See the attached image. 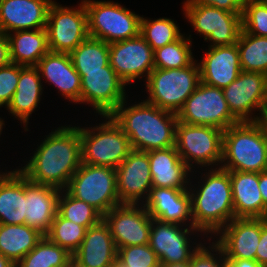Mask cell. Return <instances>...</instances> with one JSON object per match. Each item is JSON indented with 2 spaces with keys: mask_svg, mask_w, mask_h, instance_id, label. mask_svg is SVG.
Listing matches in <instances>:
<instances>
[{
  "mask_svg": "<svg viewBox=\"0 0 267 267\" xmlns=\"http://www.w3.org/2000/svg\"><path fill=\"white\" fill-rule=\"evenodd\" d=\"M70 123H61L42 136L37 148L17 167L31 182L61 190L69 185L82 164L80 125Z\"/></svg>",
  "mask_w": 267,
  "mask_h": 267,
  "instance_id": "cell-1",
  "label": "cell"
},
{
  "mask_svg": "<svg viewBox=\"0 0 267 267\" xmlns=\"http://www.w3.org/2000/svg\"><path fill=\"white\" fill-rule=\"evenodd\" d=\"M188 190L193 226L207 238L235 218L229 171L221 167L192 171Z\"/></svg>",
  "mask_w": 267,
  "mask_h": 267,
  "instance_id": "cell-2",
  "label": "cell"
},
{
  "mask_svg": "<svg viewBox=\"0 0 267 267\" xmlns=\"http://www.w3.org/2000/svg\"><path fill=\"white\" fill-rule=\"evenodd\" d=\"M128 99L110 116L129 138L131 148L149 152L174 147L177 114L162 110L144 99L134 104L128 103Z\"/></svg>",
  "mask_w": 267,
  "mask_h": 267,
  "instance_id": "cell-3",
  "label": "cell"
},
{
  "mask_svg": "<svg viewBox=\"0 0 267 267\" xmlns=\"http://www.w3.org/2000/svg\"><path fill=\"white\" fill-rule=\"evenodd\" d=\"M227 171H267V137L256 122H239L223 133L222 161Z\"/></svg>",
  "mask_w": 267,
  "mask_h": 267,
  "instance_id": "cell-4",
  "label": "cell"
},
{
  "mask_svg": "<svg viewBox=\"0 0 267 267\" xmlns=\"http://www.w3.org/2000/svg\"><path fill=\"white\" fill-rule=\"evenodd\" d=\"M100 123L80 125L82 163L116 169L132 150L129 138L110 115Z\"/></svg>",
  "mask_w": 267,
  "mask_h": 267,
  "instance_id": "cell-5",
  "label": "cell"
},
{
  "mask_svg": "<svg viewBox=\"0 0 267 267\" xmlns=\"http://www.w3.org/2000/svg\"><path fill=\"white\" fill-rule=\"evenodd\" d=\"M201 82L196 59L187 67L155 68L144 83L145 101L177 114Z\"/></svg>",
  "mask_w": 267,
  "mask_h": 267,
  "instance_id": "cell-6",
  "label": "cell"
},
{
  "mask_svg": "<svg viewBox=\"0 0 267 267\" xmlns=\"http://www.w3.org/2000/svg\"><path fill=\"white\" fill-rule=\"evenodd\" d=\"M88 34L108 44L140 34L142 16L113 0H83Z\"/></svg>",
  "mask_w": 267,
  "mask_h": 267,
  "instance_id": "cell-7",
  "label": "cell"
},
{
  "mask_svg": "<svg viewBox=\"0 0 267 267\" xmlns=\"http://www.w3.org/2000/svg\"><path fill=\"white\" fill-rule=\"evenodd\" d=\"M183 16L208 46L237 43L242 30V12H228L214 6L199 4L196 0L182 2Z\"/></svg>",
  "mask_w": 267,
  "mask_h": 267,
  "instance_id": "cell-8",
  "label": "cell"
},
{
  "mask_svg": "<svg viewBox=\"0 0 267 267\" xmlns=\"http://www.w3.org/2000/svg\"><path fill=\"white\" fill-rule=\"evenodd\" d=\"M223 133L215 127L178 121L175 148L192 171L218 168L222 161Z\"/></svg>",
  "mask_w": 267,
  "mask_h": 267,
  "instance_id": "cell-9",
  "label": "cell"
},
{
  "mask_svg": "<svg viewBox=\"0 0 267 267\" xmlns=\"http://www.w3.org/2000/svg\"><path fill=\"white\" fill-rule=\"evenodd\" d=\"M66 190L75 198L95 208L102 216L120 205L116 171L107 166L82 163Z\"/></svg>",
  "mask_w": 267,
  "mask_h": 267,
  "instance_id": "cell-10",
  "label": "cell"
},
{
  "mask_svg": "<svg viewBox=\"0 0 267 267\" xmlns=\"http://www.w3.org/2000/svg\"><path fill=\"white\" fill-rule=\"evenodd\" d=\"M80 1L76 6L51 3L45 28L50 52L70 54L89 36L87 12Z\"/></svg>",
  "mask_w": 267,
  "mask_h": 267,
  "instance_id": "cell-11",
  "label": "cell"
},
{
  "mask_svg": "<svg viewBox=\"0 0 267 267\" xmlns=\"http://www.w3.org/2000/svg\"><path fill=\"white\" fill-rule=\"evenodd\" d=\"M206 239L207 237L194 226L152 218L149 246L156 253L159 263L189 262L193 253Z\"/></svg>",
  "mask_w": 267,
  "mask_h": 267,
  "instance_id": "cell-12",
  "label": "cell"
},
{
  "mask_svg": "<svg viewBox=\"0 0 267 267\" xmlns=\"http://www.w3.org/2000/svg\"><path fill=\"white\" fill-rule=\"evenodd\" d=\"M179 122L211 126L225 131L239 123L231 114L222 89L200 82L177 113Z\"/></svg>",
  "mask_w": 267,
  "mask_h": 267,
  "instance_id": "cell-13",
  "label": "cell"
},
{
  "mask_svg": "<svg viewBox=\"0 0 267 267\" xmlns=\"http://www.w3.org/2000/svg\"><path fill=\"white\" fill-rule=\"evenodd\" d=\"M77 73L81 77L80 105L91 106L97 118L110 115L129 96L127 85L110 64L103 70Z\"/></svg>",
  "mask_w": 267,
  "mask_h": 267,
  "instance_id": "cell-14",
  "label": "cell"
},
{
  "mask_svg": "<svg viewBox=\"0 0 267 267\" xmlns=\"http://www.w3.org/2000/svg\"><path fill=\"white\" fill-rule=\"evenodd\" d=\"M222 91L231 114L239 122H256L267 106V76L262 73L241 71Z\"/></svg>",
  "mask_w": 267,
  "mask_h": 267,
  "instance_id": "cell-15",
  "label": "cell"
},
{
  "mask_svg": "<svg viewBox=\"0 0 267 267\" xmlns=\"http://www.w3.org/2000/svg\"><path fill=\"white\" fill-rule=\"evenodd\" d=\"M153 54V49L140 34L109 44V64L130 88L136 81L145 82L155 69Z\"/></svg>",
  "mask_w": 267,
  "mask_h": 267,
  "instance_id": "cell-16",
  "label": "cell"
},
{
  "mask_svg": "<svg viewBox=\"0 0 267 267\" xmlns=\"http://www.w3.org/2000/svg\"><path fill=\"white\" fill-rule=\"evenodd\" d=\"M116 248L149 244L152 217L142 204H120L103 216Z\"/></svg>",
  "mask_w": 267,
  "mask_h": 267,
  "instance_id": "cell-17",
  "label": "cell"
},
{
  "mask_svg": "<svg viewBox=\"0 0 267 267\" xmlns=\"http://www.w3.org/2000/svg\"><path fill=\"white\" fill-rule=\"evenodd\" d=\"M115 171L120 204H143L152 188L147 152L132 149Z\"/></svg>",
  "mask_w": 267,
  "mask_h": 267,
  "instance_id": "cell-18",
  "label": "cell"
},
{
  "mask_svg": "<svg viewBox=\"0 0 267 267\" xmlns=\"http://www.w3.org/2000/svg\"><path fill=\"white\" fill-rule=\"evenodd\" d=\"M261 236V218H234L212 239L222 248L226 260L256 259Z\"/></svg>",
  "mask_w": 267,
  "mask_h": 267,
  "instance_id": "cell-19",
  "label": "cell"
},
{
  "mask_svg": "<svg viewBox=\"0 0 267 267\" xmlns=\"http://www.w3.org/2000/svg\"><path fill=\"white\" fill-rule=\"evenodd\" d=\"M203 57L196 59L201 82L206 85L226 88L241 73L240 55L237 44L207 47Z\"/></svg>",
  "mask_w": 267,
  "mask_h": 267,
  "instance_id": "cell-20",
  "label": "cell"
},
{
  "mask_svg": "<svg viewBox=\"0 0 267 267\" xmlns=\"http://www.w3.org/2000/svg\"><path fill=\"white\" fill-rule=\"evenodd\" d=\"M35 67L43 84L47 82L48 86L56 87L58 94L67 102L80 104L81 77L73 66L70 54L49 51Z\"/></svg>",
  "mask_w": 267,
  "mask_h": 267,
  "instance_id": "cell-21",
  "label": "cell"
},
{
  "mask_svg": "<svg viewBox=\"0 0 267 267\" xmlns=\"http://www.w3.org/2000/svg\"><path fill=\"white\" fill-rule=\"evenodd\" d=\"M142 205L153 219L183 226H193L189 190L152 187Z\"/></svg>",
  "mask_w": 267,
  "mask_h": 267,
  "instance_id": "cell-22",
  "label": "cell"
},
{
  "mask_svg": "<svg viewBox=\"0 0 267 267\" xmlns=\"http://www.w3.org/2000/svg\"><path fill=\"white\" fill-rule=\"evenodd\" d=\"M54 0H0V32L46 28L48 9Z\"/></svg>",
  "mask_w": 267,
  "mask_h": 267,
  "instance_id": "cell-23",
  "label": "cell"
},
{
  "mask_svg": "<svg viewBox=\"0 0 267 267\" xmlns=\"http://www.w3.org/2000/svg\"><path fill=\"white\" fill-rule=\"evenodd\" d=\"M40 73L35 66H25L20 71V76L17 84V89L13 94L11 102L6 107V110L14 117V120H18L23 128L24 132L30 131L28 128L30 118L40 106L41 98L44 91V87Z\"/></svg>",
  "mask_w": 267,
  "mask_h": 267,
  "instance_id": "cell-24",
  "label": "cell"
},
{
  "mask_svg": "<svg viewBox=\"0 0 267 267\" xmlns=\"http://www.w3.org/2000/svg\"><path fill=\"white\" fill-rule=\"evenodd\" d=\"M60 192L57 187L35 184L25 176V224L45 236L56 216Z\"/></svg>",
  "mask_w": 267,
  "mask_h": 267,
  "instance_id": "cell-25",
  "label": "cell"
},
{
  "mask_svg": "<svg viewBox=\"0 0 267 267\" xmlns=\"http://www.w3.org/2000/svg\"><path fill=\"white\" fill-rule=\"evenodd\" d=\"M153 188L188 190L192 170L181 159L175 146L147 152Z\"/></svg>",
  "mask_w": 267,
  "mask_h": 267,
  "instance_id": "cell-26",
  "label": "cell"
},
{
  "mask_svg": "<svg viewBox=\"0 0 267 267\" xmlns=\"http://www.w3.org/2000/svg\"><path fill=\"white\" fill-rule=\"evenodd\" d=\"M72 258L83 267H111L117 261V248L103 219L86 230Z\"/></svg>",
  "mask_w": 267,
  "mask_h": 267,
  "instance_id": "cell-27",
  "label": "cell"
},
{
  "mask_svg": "<svg viewBox=\"0 0 267 267\" xmlns=\"http://www.w3.org/2000/svg\"><path fill=\"white\" fill-rule=\"evenodd\" d=\"M0 169V224H25V175L16 167Z\"/></svg>",
  "mask_w": 267,
  "mask_h": 267,
  "instance_id": "cell-28",
  "label": "cell"
},
{
  "mask_svg": "<svg viewBox=\"0 0 267 267\" xmlns=\"http://www.w3.org/2000/svg\"><path fill=\"white\" fill-rule=\"evenodd\" d=\"M235 218H264L259 173L229 171Z\"/></svg>",
  "mask_w": 267,
  "mask_h": 267,
  "instance_id": "cell-29",
  "label": "cell"
},
{
  "mask_svg": "<svg viewBox=\"0 0 267 267\" xmlns=\"http://www.w3.org/2000/svg\"><path fill=\"white\" fill-rule=\"evenodd\" d=\"M6 36L12 63L22 66H36L40 59L49 52L45 28L13 31Z\"/></svg>",
  "mask_w": 267,
  "mask_h": 267,
  "instance_id": "cell-30",
  "label": "cell"
},
{
  "mask_svg": "<svg viewBox=\"0 0 267 267\" xmlns=\"http://www.w3.org/2000/svg\"><path fill=\"white\" fill-rule=\"evenodd\" d=\"M43 236L26 224H0V253L17 264Z\"/></svg>",
  "mask_w": 267,
  "mask_h": 267,
  "instance_id": "cell-31",
  "label": "cell"
},
{
  "mask_svg": "<svg viewBox=\"0 0 267 267\" xmlns=\"http://www.w3.org/2000/svg\"><path fill=\"white\" fill-rule=\"evenodd\" d=\"M236 44L241 70L267 76V37L249 34L242 29Z\"/></svg>",
  "mask_w": 267,
  "mask_h": 267,
  "instance_id": "cell-32",
  "label": "cell"
},
{
  "mask_svg": "<svg viewBox=\"0 0 267 267\" xmlns=\"http://www.w3.org/2000/svg\"><path fill=\"white\" fill-rule=\"evenodd\" d=\"M76 71L103 70L109 64V44L88 36L71 53Z\"/></svg>",
  "mask_w": 267,
  "mask_h": 267,
  "instance_id": "cell-33",
  "label": "cell"
},
{
  "mask_svg": "<svg viewBox=\"0 0 267 267\" xmlns=\"http://www.w3.org/2000/svg\"><path fill=\"white\" fill-rule=\"evenodd\" d=\"M192 35L184 33L178 40L154 50V68L172 69L189 66L196 59L192 52Z\"/></svg>",
  "mask_w": 267,
  "mask_h": 267,
  "instance_id": "cell-34",
  "label": "cell"
},
{
  "mask_svg": "<svg viewBox=\"0 0 267 267\" xmlns=\"http://www.w3.org/2000/svg\"><path fill=\"white\" fill-rule=\"evenodd\" d=\"M71 259L72 254L66 249L43 236L15 267H67Z\"/></svg>",
  "mask_w": 267,
  "mask_h": 267,
  "instance_id": "cell-35",
  "label": "cell"
},
{
  "mask_svg": "<svg viewBox=\"0 0 267 267\" xmlns=\"http://www.w3.org/2000/svg\"><path fill=\"white\" fill-rule=\"evenodd\" d=\"M171 17L149 18L142 15L140 35L154 50L178 40L183 34Z\"/></svg>",
  "mask_w": 267,
  "mask_h": 267,
  "instance_id": "cell-36",
  "label": "cell"
},
{
  "mask_svg": "<svg viewBox=\"0 0 267 267\" xmlns=\"http://www.w3.org/2000/svg\"><path fill=\"white\" fill-rule=\"evenodd\" d=\"M57 212L65 219L73 221L86 229L97 225L103 216L91 205L73 197L66 189L58 197Z\"/></svg>",
  "mask_w": 267,
  "mask_h": 267,
  "instance_id": "cell-37",
  "label": "cell"
},
{
  "mask_svg": "<svg viewBox=\"0 0 267 267\" xmlns=\"http://www.w3.org/2000/svg\"><path fill=\"white\" fill-rule=\"evenodd\" d=\"M86 230L84 226L63 218L57 212L50 230L45 236L73 255L82 243Z\"/></svg>",
  "mask_w": 267,
  "mask_h": 267,
  "instance_id": "cell-38",
  "label": "cell"
},
{
  "mask_svg": "<svg viewBox=\"0 0 267 267\" xmlns=\"http://www.w3.org/2000/svg\"><path fill=\"white\" fill-rule=\"evenodd\" d=\"M242 29L260 37H267V1L248 0L242 12Z\"/></svg>",
  "mask_w": 267,
  "mask_h": 267,
  "instance_id": "cell-39",
  "label": "cell"
},
{
  "mask_svg": "<svg viewBox=\"0 0 267 267\" xmlns=\"http://www.w3.org/2000/svg\"><path fill=\"white\" fill-rule=\"evenodd\" d=\"M117 262L124 267H158L159 259L149 244L117 249Z\"/></svg>",
  "mask_w": 267,
  "mask_h": 267,
  "instance_id": "cell-40",
  "label": "cell"
},
{
  "mask_svg": "<svg viewBox=\"0 0 267 267\" xmlns=\"http://www.w3.org/2000/svg\"><path fill=\"white\" fill-rule=\"evenodd\" d=\"M225 263L226 258L222 248L212 238H207L193 253L189 266L225 267Z\"/></svg>",
  "mask_w": 267,
  "mask_h": 267,
  "instance_id": "cell-41",
  "label": "cell"
},
{
  "mask_svg": "<svg viewBox=\"0 0 267 267\" xmlns=\"http://www.w3.org/2000/svg\"><path fill=\"white\" fill-rule=\"evenodd\" d=\"M25 66L10 63L0 68V108H6L17 89L20 71Z\"/></svg>",
  "mask_w": 267,
  "mask_h": 267,
  "instance_id": "cell-42",
  "label": "cell"
},
{
  "mask_svg": "<svg viewBox=\"0 0 267 267\" xmlns=\"http://www.w3.org/2000/svg\"><path fill=\"white\" fill-rule=\"evenodd\" d=\"M199 4L214 6L228 12H243L248 0H196Z\"/></svg>",
  "mask_w": 267,
  "mask_h": 267,
  "instance_id": "cell-43",
  "label": "cell"
},
{
  "mask_svg": "<svg viewBox=\"0 0 267 267\" xmlns=\"http://www.w3.org/2000/svg\"><path fill=\"white\" fill-rule=\"evenodd\" d=\"M261 267H267V222L261 218V236L256 249V259Z\"/></svg>",
  "mask_w": 267,
  "mask_h": 267,
  "instance_id": "cell-44",
  "label": "cell"
},
{
  "mask_svg": "<svg viewBox=\"0 0 267 267\" xmlns=\"http://www.w3.org/2000/svg\"><path fill=\"white\" fill-rule=\"evenodd\" d=\"M11 63L9 42L6 34L0 32V68Z\"/></svg>",
  "mask_w": 267,
  "mask_h": 267,
  "instance_id": "cell-45",
  "label": "cell"
},
{
  "mask_svg": "<svg viewBox=\"0 0 267 267\" xmlns=\"http://www.w3.org/2000/svg\"><path fill=\"white\" fill-rule=\"evenodd\" d=\"M259 190L264 202V218L267 214V171L259 173Z\"/></svg>",
  "mask_w": 267,
  "mask_h": 267,
  "instance_id": "cell-46",
  "label": "cell"
},
{
  "mask_svg": "<svg viewBox=\"0 0 267 267\" xmlns=\"http://www.w3.org/2000/svg\"><path fill=\"white\" fill-rule=\"evenodd\" d=\"M225 267H261L256 260L234 259L226 260Z\"/></svg>",
  "mask_w": 267,
  "mask_h": 267,
  "instance_id": "cell-47",
  "label": "cell"
},
{
  "mask_svg": "<svg viewBox=\"0 0 267 267\" xmlns=\"http://www.w3.org/2000/svg\"><path fill=\"white\" fill-rule=\"evenodd\" d=\"M257 122L261 125L265 136L267 137V106L262 110Z\"/></svg>",
  "mask_w": 267,
  "mask_h": 267,
  "instance_id": "cell-48",
  "label": "cell"
},
{
  "mask_svg": "<svg viewBox=\"0 0 267 267\" xmlns=\"http://www.w3.org/2000/svg\"><path fill=\"white\" fill-rule=\"evenodd\" d=\"M15 265L9 258L0 253V267H15Z\"/></svg>",
  "mask_w": 267,
  "mask_h": 267,
  "instance_id": "cell-49",
  "label": "cell"
},
{
  "mask_svg": "<svg viewBox=\"0 0 267 267\" xmlns=\"http://www.w3.org/2000/svg\"><path fill=\"white\" fill-rule=\"evenodd\" d=\"M158 267H190L189 262L181 263H159Z\"/></svg>",
  "mask_w": 267,
  "mask_h": 267,
  "instance_id": "cell-50",
  "label": "cell"
},
{
  "mask_svg": "<svg viewBox=\"0 0 267 267\" xmlns=\"http://www.w3.org/2000/svg\"><path fill=\"white\" fill-rule=\"evenodd\" d=\"M5 119L4 118H2V117H0V137L2 136V134H3V130H5L4 128L6 127L5 126ZM0 141H1V139H0Z\"/></svg>",
  "mask_w": 267,
  "mask_h": 267,
  "instance_id": "cell-51",
  "label": "cell"
},
{
  "mask_svg": "<svg viewBox=\"0 0 267 267\" xmlns=\"http://www.w3.org/2000/svg\"><path fill=\"white\" fill-rule=\"evenodd\" d=\"M67 267H83L81 266L77 261H75L73 258L68 262Z\"/></svg>",
  "mask_w": 267,
  "mask_h": 267,
  "instance_id": "cell-52",
  "label": "cell"
},
{
  "mask_svg": "<svg viewBox=\"0 0 267 267\" xmlns=\"http://www.w3.org/2000/svg\"><path fill=\"white\" fill-rule=\"evenodd\" d=\"M111 267H124L119 262H115Z\"/></svg>",
  "mask_w": 267,
  "mask_h": 267,
  "instance_id": "cell-53",
  "label": "cell"
}]
</instances>
